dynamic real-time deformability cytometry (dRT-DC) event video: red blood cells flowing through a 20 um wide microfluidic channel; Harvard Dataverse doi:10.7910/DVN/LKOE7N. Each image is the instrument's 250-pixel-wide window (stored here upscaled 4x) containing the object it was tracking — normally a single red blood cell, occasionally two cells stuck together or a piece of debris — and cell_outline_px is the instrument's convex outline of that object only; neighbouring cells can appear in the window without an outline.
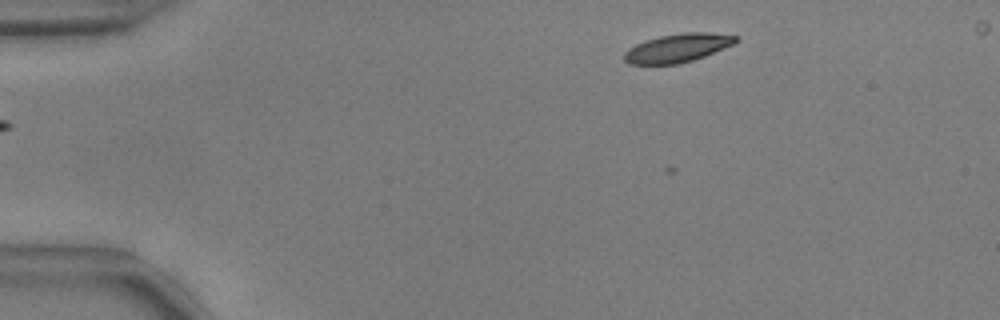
{"species": "common noctule bat (a hibernating species)", "species_latin": "Nyctalus noctula", "temperature_condition": "warm", "stored_images_in_passage": 47, "camera_frame_rate_fps": 3000, "um_per_image_px": 0.085, "animal": {"sex": "male", "body_mass_g": 17.9, "forearm_length_mm": 54.2}, "frame": {"image": 1, "passage_image": 2, "time_ms": 0.333, "image_size_px": [1000, 320], "cell_outline_px": [[740, 40], [736, 44], [704, 56], [680, 64], [628, 64], [624, 60], [624, 52], [628, 48], [644, 40], [660, 36], [684, 32], [708, 32], [736, 36]], "centroid_in_image_um": [57.61, 4.07], "position_along_channel_um": 27.4, "area_um2": 18.67}}
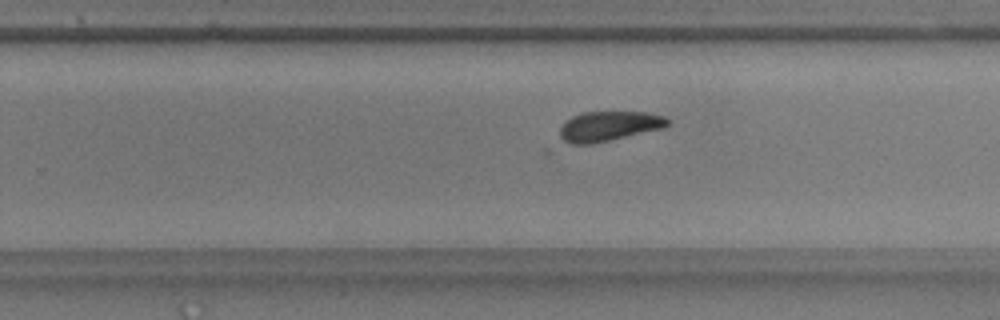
{"frame": {"image": 2, "passage_image": 28, "time_ms": 9.0, "image_size_px": [1000, 320], "cell_outline_px": [[672, 120], [664, 128], [592, 144], [572, 144], [564, 140], [560, 136], [560, 128], [572, 116], [584, 112], [648, 112], [664, 116]], "centroid_in_image_um": [51.8, 10.72], "position_along_channel_um": 278.0, "area_um2": 18.67}}
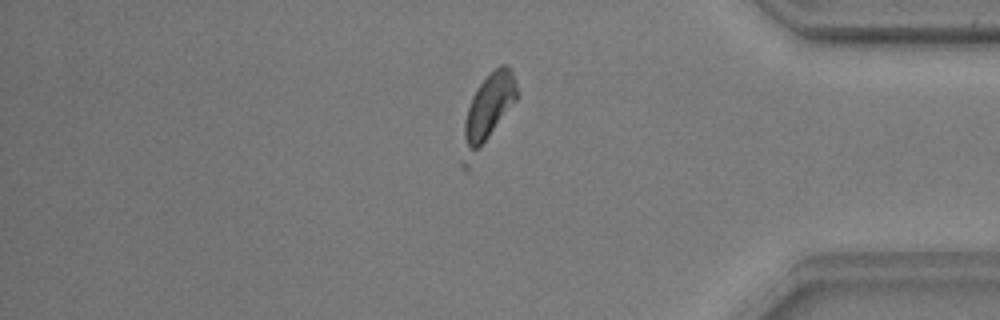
{"frame": {"image": 3, "passage_image": 39, "time_ms": 12.667, "image_size_px": [1000, 320], "cell_outline_px": [[520, 92], [516, 100], [468, 172], [464, 172], [460, 168], [460, 164], [464, 120], [472, 96], [476, 88], [500, 64], [508, 64], [512, 68]], "centroid_in_image_um": [41.41, 9.56], "position_along_channel_um": 393.8, "area_um2": 23.41}, "authors_computed_cell_mechanics": {"area_um2": 19.2474, "velocity_mm_per_s": 3.7261, "shape_relaxation_time_tau1_ms": 2.3176, "shape_relaxation_time_tau2_ms": null, "deformation_change_tau1": 0.1107, "deformation_change_tau2": null}}